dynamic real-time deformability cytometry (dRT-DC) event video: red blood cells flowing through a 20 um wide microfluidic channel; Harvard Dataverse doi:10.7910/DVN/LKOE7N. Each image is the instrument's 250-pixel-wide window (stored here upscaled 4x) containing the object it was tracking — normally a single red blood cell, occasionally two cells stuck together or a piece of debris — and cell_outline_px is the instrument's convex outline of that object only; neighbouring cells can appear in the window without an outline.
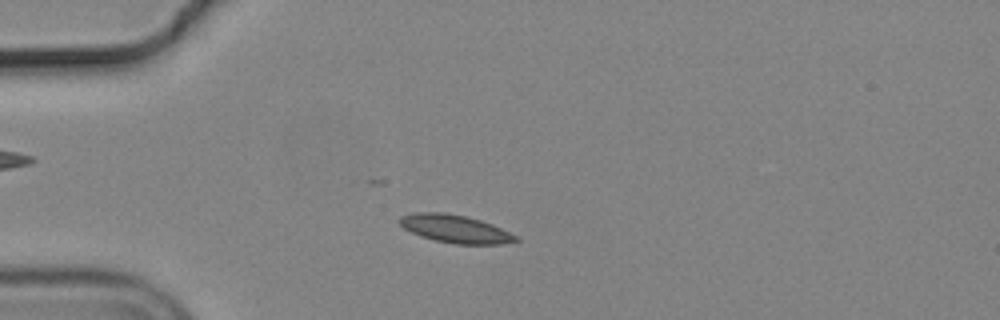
{"species": "common noctule bat (a hibernating species)", "species_latin": "Nyctalus noctula", "temperature_condition": "cold", "stored_images_in_passage": 51, "camera_frame_rate_fps": 3000, "um_per_image_px": 0.085, "animal": {"sex": "male", "body_mass_g": 19.2, "forearm_length_mm": 51.8}, "frame": {"image": 1, "passage_image": 10, "time_ms": 3.0, "image_size_px": [1000, 320], "cell_outline_px": [[520, 240], [504, 244], [456, 244], [436, 240], [420, 236], [404, 228], [396, 220], [400, 216], [412, 212], [444, 212], [464, 216], [480, 220], [492, 224], [520, 236]], "centroid_in_image_um": [38.71, 19.45], "position_along_channel_um": 46.3, "area_um2": 19.07}}
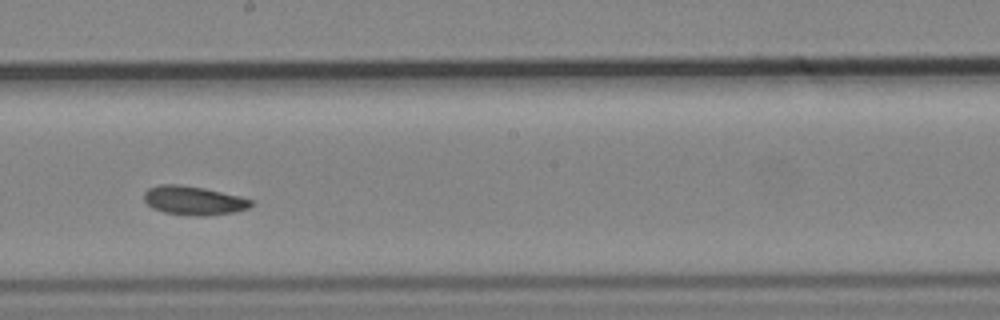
{"frame": {"image": 2, "passage_image": 27, "time_ms": 8.667, "image_size_px": [1000, 320], "cell_outline_px": [[256, 204], [248, 208], [232, 212], [204, 216], [196, 216], [164, 212], [152, 208], [144, 200], [144, 192], [148, 188], [160, 184], [180, 184], [204, 188], [240, 196], [252, 200]], "centroid_in_image_um": [16.46, 17.03], "position_along_channel_um": 231.7, "area_um2": 18.03}}
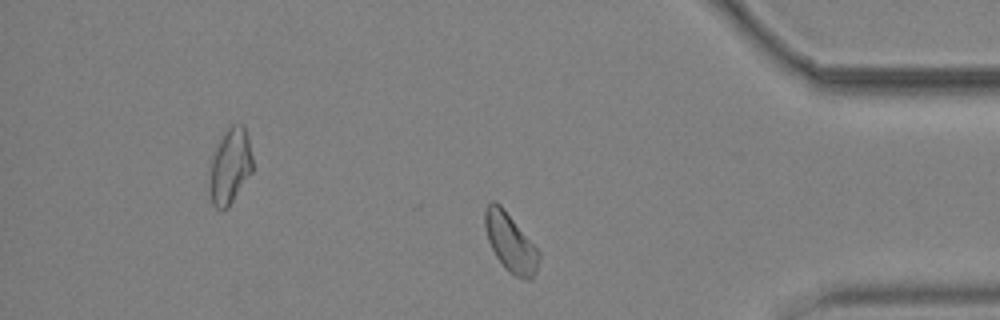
{"frame": {"image": 3, "passage_image": 42, "time_ms": 13.667, "image_size_px": [1000, 320], "cell_outline_px": [[540, 256], [536, 272], [528, 280], [524, 280], [508, 272], [504, 268], [496, 256], [488, 240], [484, 224], [484, 208], [492, 200], [496, 200], [504, 208], [540, 252]], "centroid_in_image_um": [43.37, 20.6], "position_along_channel_um": 391.8, "area_um2": 18.38}, "authors_computed_cell_mechanics": {"area_um2": 17.9758, "velocity_mm_per_s": 3.6514, "shape_relaxation_time_tau1_ms": 6.6217, "shape_relaxation_time_tau2_ms": 4.9496, "deformation_change_tau1": 0.1042, "deformation_change_tau2": 0.0776}}